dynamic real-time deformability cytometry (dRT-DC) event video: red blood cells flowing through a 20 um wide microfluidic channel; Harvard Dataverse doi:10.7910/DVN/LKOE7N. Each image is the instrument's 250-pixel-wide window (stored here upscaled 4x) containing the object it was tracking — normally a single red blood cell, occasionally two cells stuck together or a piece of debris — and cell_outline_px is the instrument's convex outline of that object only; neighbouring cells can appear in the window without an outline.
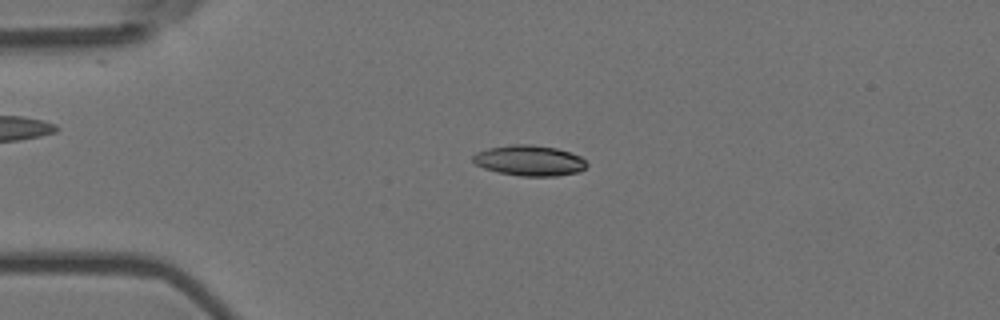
{"species": "Egyptian fruit bat (a non-hibernating species)", "species_latin": "Rousettus aegyptiacus", "temperature_condition": "room temperature", "stored_images_in_passage": 2, "camera_frame_rate_fps": 3000, "um_per_image_px": 0.085, "animal": {"sex": "female"}, "frame": {"image": 1, "passage_image": 1, "time_ms": 0.0, "image_size_px": [1000, 320], "cell_outline_px": [[588, 164], [580, 172], [556, 176], [520, 176], [500, 172], [484, 168], [476, 164], [472, 160], [472, 156], [476, 152], [488, 148], [512, 144], [532, 144], [556, 148], [580, 156]], "centroid_in_image_um": [45.0, 13.64], "position_along_channel_um": 40.0, "area_um2": 20.23}}